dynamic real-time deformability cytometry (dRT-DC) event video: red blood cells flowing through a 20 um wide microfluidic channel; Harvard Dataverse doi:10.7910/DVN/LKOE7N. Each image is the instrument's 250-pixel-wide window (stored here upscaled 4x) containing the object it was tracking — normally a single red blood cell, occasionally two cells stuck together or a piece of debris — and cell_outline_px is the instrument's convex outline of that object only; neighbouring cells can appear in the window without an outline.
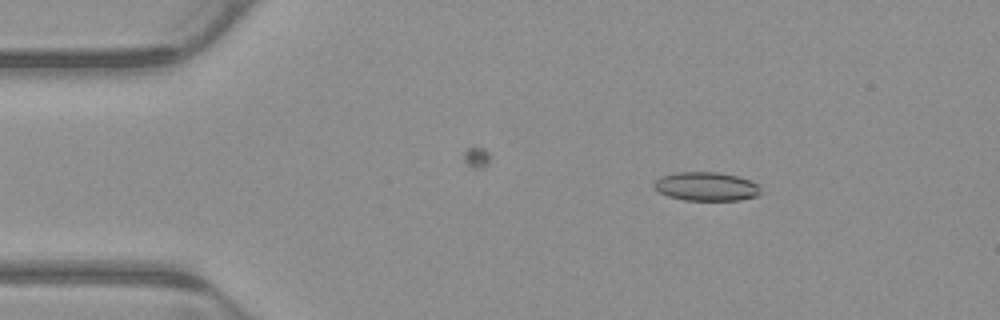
{"species": "common noctule bat (a hibernating species)", "species_latin": "Nyctalus noctula", "temperature_condition": "warm", "stored_images_in_passage": 4, "camera_frame_rate_fps": 3000, "um_per_image_px": 0.085, "animal": {"sex": "male", "body_mass_g": 23.1, "forearm_length_mm": 52.7}, "frame": {"image": 1, "passage_image": 2, "time_ms": 0.333, "image_size_px": [1000, 320], "cell_outline_px": [[760, 192], [756, 196], [740, 200], [684, 200], [668, 196], [656, 192], [652, 188], [652, 184], [660, 176], [676, 172], [720, 172], [736, 176], [760, 184]], "centroid_in_image_um": [59.98, 15.85], "position_along_channel_um": 25.0, "area_um2": 18.09}}
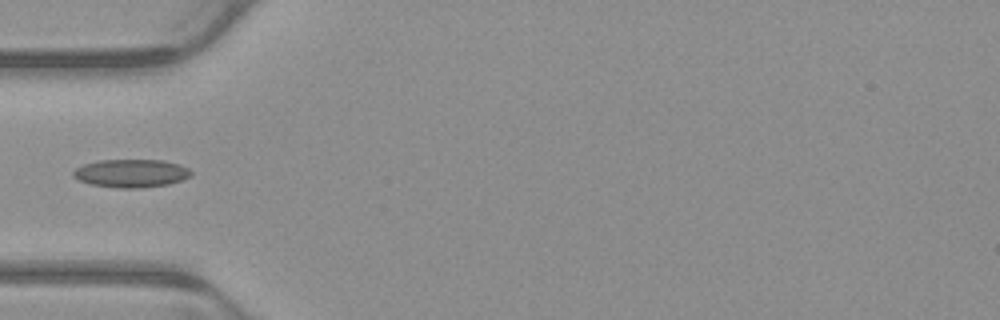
{"frame": {"image": 2, "passage_image": 4, "time_ms": 1.0, "image_size_px": [1000, 320], "cell_outline_px": [[192, 176], [184, 180], [168, 184], [140, 188], [116, 188], [92, 184], [80, 180], [72, 176], [72, 172], [76, 168], [84, 164], [100, 160], [164, 160], [180, 164], [188, 168], [192, 172]], "centroid_in_image_um": [11.19, 14.73], "position_along_channel_um": 73.8, "area_um2": 19.42}}